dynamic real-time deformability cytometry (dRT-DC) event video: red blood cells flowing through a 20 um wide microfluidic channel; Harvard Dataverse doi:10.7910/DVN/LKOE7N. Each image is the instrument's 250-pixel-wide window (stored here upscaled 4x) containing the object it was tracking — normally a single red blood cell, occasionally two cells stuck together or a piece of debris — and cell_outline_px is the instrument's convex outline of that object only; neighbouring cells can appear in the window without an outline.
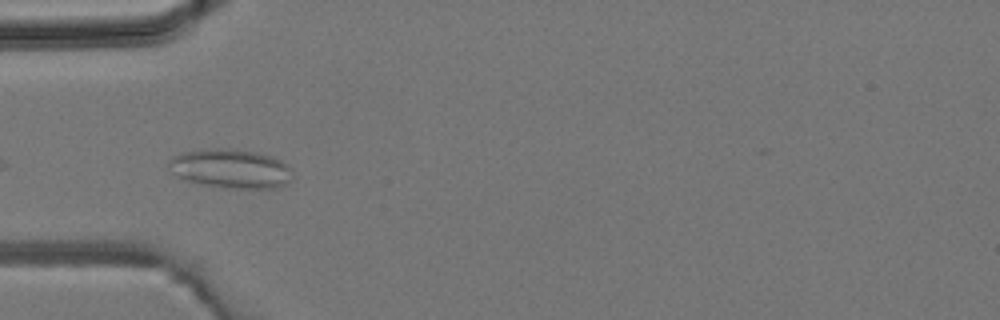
{"species": "common noctule bat (a hibernating species)", "species_latin": "Nyctalus noctula", "temperature_condition": "room temperature", "stored_images_in_passage": 18, "camera_frame_rate_fps": 3000, "um_per_image_px": 0.085, "animal": {"sex": "male", "body_mass_g": 19.2, "forearm_length_mm": 51.8}, "frame": {"image": 1, "passage_image": 13, "time_ms": 4.0, "image_size_px": [1000, 320], "cell_outline_px": [[296, 176], [284, 184], [276, 188], [228, 188], [204, 184], [188, 180], [172, 172], [168, 164], [168, 160], [172, 156], [180, 152], [220, 148], [232, 148], [256, 152], [272, 156], [288, 164]], "centroid_in_image_um": [19.67, 14.32], "position_along_channel_um": 65.3, "area_um2": 28.26}}